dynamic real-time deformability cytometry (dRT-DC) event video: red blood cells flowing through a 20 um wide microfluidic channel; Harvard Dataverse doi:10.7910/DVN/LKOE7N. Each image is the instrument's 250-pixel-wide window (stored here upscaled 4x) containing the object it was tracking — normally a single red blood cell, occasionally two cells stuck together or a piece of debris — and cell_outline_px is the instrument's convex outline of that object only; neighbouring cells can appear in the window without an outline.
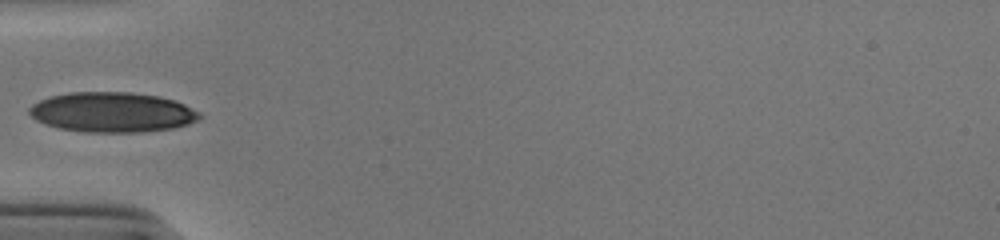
{"species": "human", "species_latin": "Homo sapiens", "temperature_condition": "cold", "stored_images_in_passage": 35, "camera_frame_rate_fps": 3000, "um_per_image_px": 0.085, "donor": {"sex": "male"}, "frame": {"image": 1, "passage_image": 1, "time_ms": 0.0, "image_size_px": [1000, 240], "cell_outline_px": [[200, 116], [196, 120], [188, 124], [172, 128], [144, 132], [84, 132], [60, 128], [44, 124], [36, 120], [28, 112], [28, 108], [32, 104], [40, 100], [52, 96], [68, 92], [132, 92], [160, 96], [184, 104], [200, 112]], "centroid_in_image_um": [9.51, 9.54], "position_along_channel_um": 75.5, "area_um2": 39.71}}
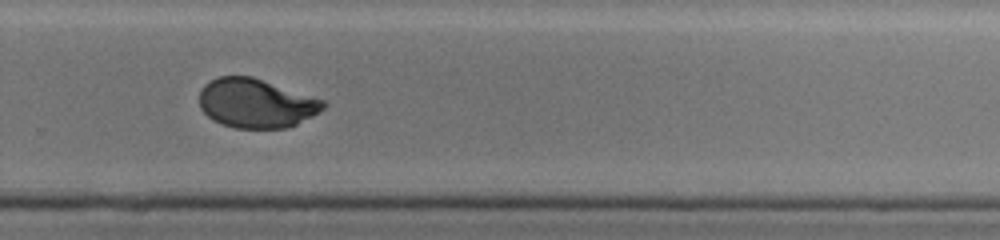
{"frame": {"image": 2, "passage_image": 19, "time_ms": 6.0, "image_size_px": [1000, 240], "cell_outline_px": [[328, 104], [320, 112], [288, 128], [232, 128], [220, 124], [212, 120], [200, 108], [200, 88], [204, 84], [216, 76], [252, 76], [324, 100]], "centroid_in_image_um": [21.74, 8.78], "position_along_channel_um": 308.1, "area_um2": 35.72}}
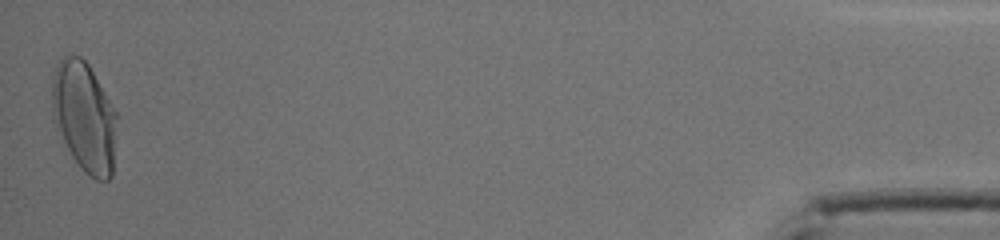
{"frame": {"image": 3, "passage_image": 35, "time_ms": 11.333, "image_size_px": [1000, 240], "cell_outline_px": [[116, 116], [112, 176], [108, 180], [96, 180], [72, 156], [56, 128], [52, 120], [52, 76], [56, 64], [64, 56], [80, 56], [88, 64], [116, 112]], "centroid_in_image_um": [7.13, 9.89], "position_along_channel_um": 428.1, "area_um2": 40.86}}